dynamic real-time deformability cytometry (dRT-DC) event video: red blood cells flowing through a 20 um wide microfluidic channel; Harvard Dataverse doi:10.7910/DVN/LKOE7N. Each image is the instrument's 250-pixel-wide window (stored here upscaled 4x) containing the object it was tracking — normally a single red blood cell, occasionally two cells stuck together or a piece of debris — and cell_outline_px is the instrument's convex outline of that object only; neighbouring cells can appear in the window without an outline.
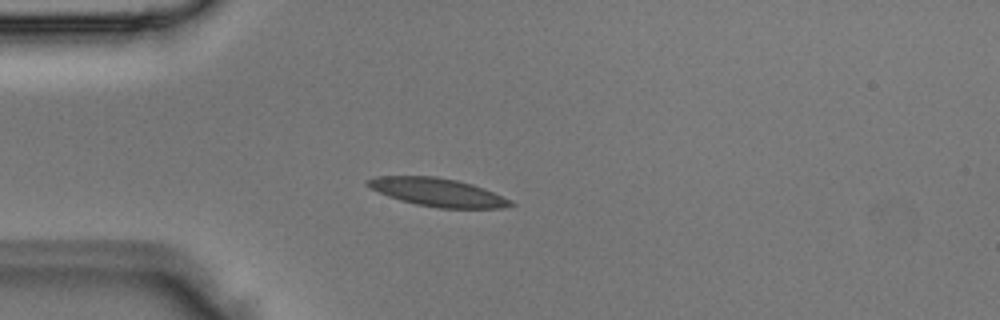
{"species": "Egyptian fruit bat (a non-hibernating species)", "species_latin": "Rousettus aegyptiacus", "temperature_condition": "room temperature", "stored_images_in_passage": 3, "camera_frame_rate_fps": 3000, "um_per_image_px": 0.085, "animal": {"sex": "male"}, "frame": {"image": 1, "passage_image": 3, "time_ms": 0.667, "image_size_px": [1000, 320], "cell_outline_px": [[516, 204], [504, 208], [440, 208], [416, 204], [400, 200], [388, 196], [364, 184], [364, 180], [376, 176], [436, 176], [456, 180], [472, 184], [484, 188], [512, 200]], "centroid_in_image_um": [37.21, 16.34], "position_along_channel_um": 47.8, "area_um2": 23.52}}